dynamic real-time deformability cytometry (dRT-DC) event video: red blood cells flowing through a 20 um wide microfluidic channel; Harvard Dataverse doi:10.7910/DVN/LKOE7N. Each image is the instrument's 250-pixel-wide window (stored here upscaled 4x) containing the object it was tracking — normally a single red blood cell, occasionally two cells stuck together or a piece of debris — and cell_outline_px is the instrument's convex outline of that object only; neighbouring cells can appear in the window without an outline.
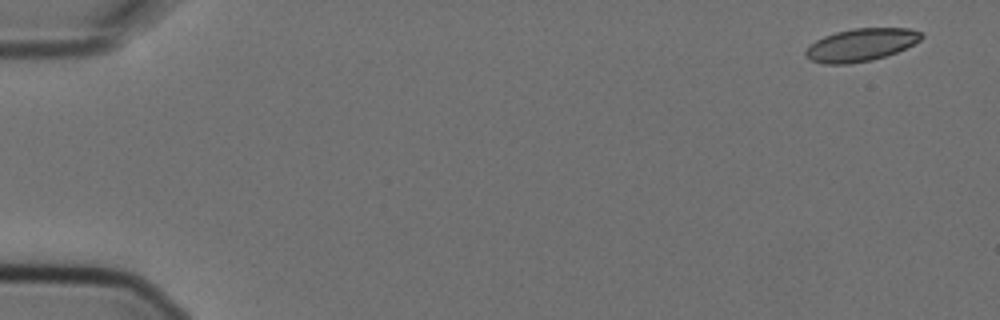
{"species": "Egyptian fruit bat (a non-hibernating species)", "species_latin": "Rousettus aegyptiacus", "temperature_condition": "cold", "stored_images_in_passage": 5, "camera_frame_rate_fps": 3000, "um_per_image_px": 0.085, "animal": {"sex": "female"}, "frame": {"image": 1, "passage_image": 1, "time_ms": 0.0, "image_size_px": [1000, 320], "cell_outline_px": [[924, 36], [920, 40], [896, 52], [872, 60], [848, 64], [824, 64], [812, 60], [804, 56], [804, 52], [816, 40], [824, 36], [836, 32], [852, 28], [908, 28], [920, 32]], "centroid_in_image_um": [73.16, 3.81], "position_along_channel_um": 11.8, "area_um2": 21.85}}
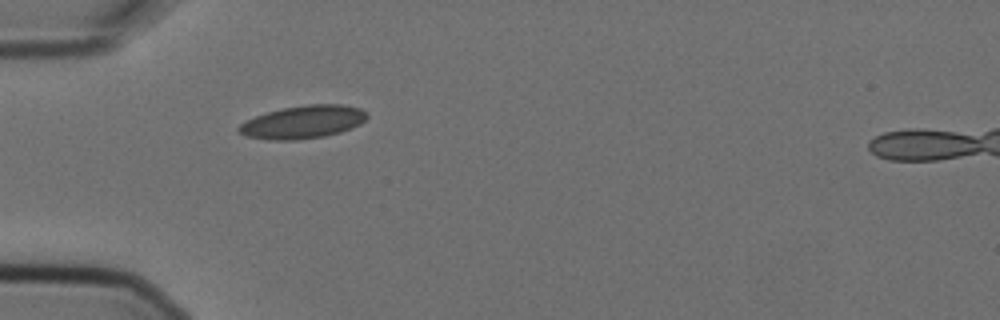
{"frame": {"image": 2, "passage_image": 5, "time_ms": 1.333, "image_size_px": [1000, 320], "cell_outline_px": [[368, 116], [360, 124], [340, 132], [324, 136], [296, 140], [268, 140], [244, 136], [236, 132], [236, 128], [240, 124], [256, 116], [268, 112], [284, 108], [308, 104], [344, 104], [360, 108], [368, 112]], "centroid_in_image_um": [25.74, 10.37], "position_along_channel_um": 59.3, "area_um2": 24.68}}